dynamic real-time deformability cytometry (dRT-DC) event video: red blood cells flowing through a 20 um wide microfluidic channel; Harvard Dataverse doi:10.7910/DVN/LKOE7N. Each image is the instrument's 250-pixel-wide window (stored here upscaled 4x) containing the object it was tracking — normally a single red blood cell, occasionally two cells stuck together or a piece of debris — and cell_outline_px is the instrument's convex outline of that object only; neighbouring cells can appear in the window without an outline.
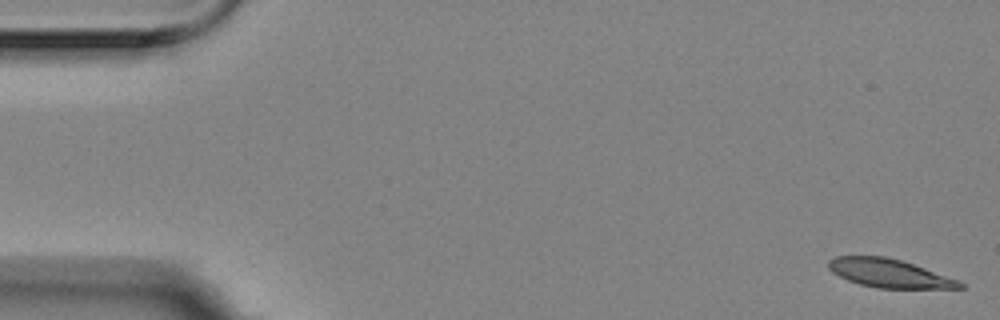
{"species": "Egyptian fruit bat (a non-hibernating species)", "species_latin": "Rousettus aegyptiacus", "temperature_condition": "room temperature", "stored_images_in_passage": 6, "camera_frame_rate_fps": 3000, "um_per_image_px": 0.085, "animal": {"sex": "female"}, "frame": {"image": 1, "passage_image": 1, "time_ms": 0.0, "image_size_px": [1000, 320], "cell_outline_px": [[964, 288], [876, 288], [860, 284], [848, 280], [832, 272], [828, 268], [828, 260], [836, 256], [884, 256], [900, 260], [960, 280], [964, 284]], "centroid_in_image_um": [75.57, 23.23], "position_along_channel_um": 9.4, "area_um2": 21.62}}